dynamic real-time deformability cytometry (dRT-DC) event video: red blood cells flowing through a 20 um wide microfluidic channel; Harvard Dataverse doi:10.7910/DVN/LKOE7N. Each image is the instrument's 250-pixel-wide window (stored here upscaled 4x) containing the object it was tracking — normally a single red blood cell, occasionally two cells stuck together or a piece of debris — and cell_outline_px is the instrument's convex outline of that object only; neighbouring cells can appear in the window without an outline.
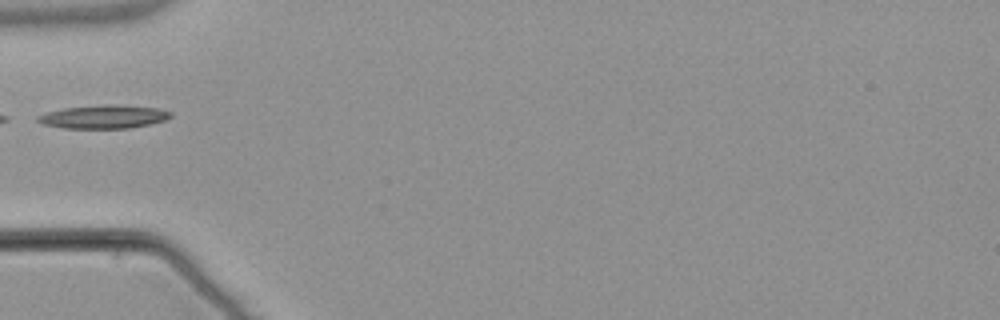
{"species": "common noctule bat (a hibernating species)", "species_latin": "Nyctalus noctula", "temperature_condition": "warm", "stored_images_in_passage": 29, "camera_frame_rate_fps": 3000, "um_per_image_px": 0.085, "animal": {"sex": "male", "body_mass_g": 21.5, "forearm_length_mm": 52.0}, "frame": {"image": 1, "passage_image": 1, "time_ms": 0.0, "image_size_px": [1000, 320], "cell_outline_px": [[172, 116], [164, 120], [148, 124], [128, 128], [64, 128], [40, 124], [36, 120], [36, 116], [48, 112], [64, 108], [108, 104], [112, 104], [160, 108], [172, 112]], "centroid_in_image_um": [8.79, 9.92], "position_along_channel_um": 76.2, "area_um2": 18.09}}